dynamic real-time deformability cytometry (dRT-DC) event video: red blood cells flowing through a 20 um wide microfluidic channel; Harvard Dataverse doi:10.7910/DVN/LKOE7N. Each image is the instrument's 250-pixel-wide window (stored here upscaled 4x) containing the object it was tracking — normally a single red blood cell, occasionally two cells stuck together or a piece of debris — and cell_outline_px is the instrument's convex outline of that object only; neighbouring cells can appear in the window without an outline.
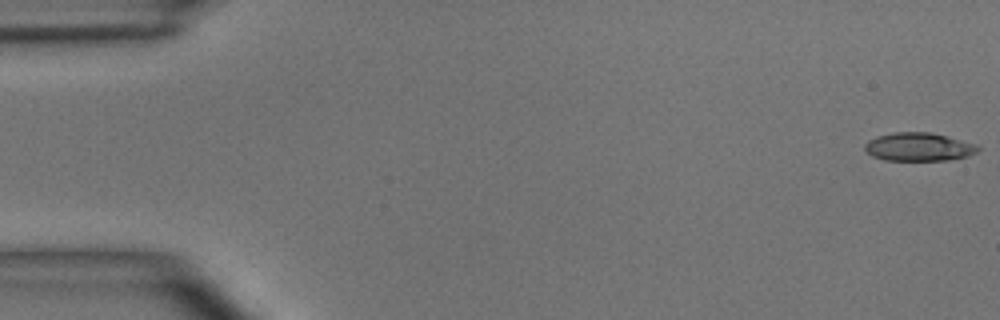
{"species": "common noctule bat (a hibernating species)", "species_latin": "Nyctalus noctula", "temperature_condition": "room temperature", "stored_images_in_passage": 5, "camera_frame_rate_fps": 3000, "um_per_image_px": 0.085, "animal": {"sex": "male", "body_mass_g": 15.6}, "frame": {"image": 1, "passage_image": 1, "time_ms": 0.0, "image_size_px": [1000, 320], "cell_outline_px": [[980, 148], [976, 152], [968, 156], [948, 160], [884, 160], [872, 156], [864, 148], [864, 144], [868, 140], [876, 136], [892, 132], [928, 132], [948, 136], [976, 144]], "centroid_in_image_um": [78.07, 12.48], "position_along_channel_um": 6.9, "area_um2": 18.73}}
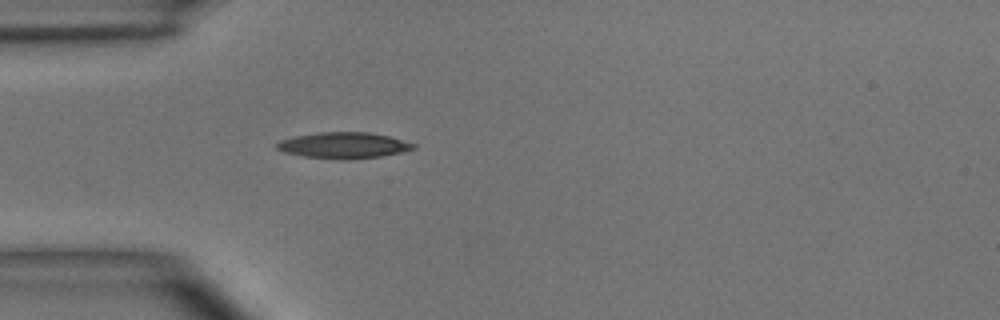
{"frame": {"image": 2, "passage_image": 5, "time_ms": 4.667, "image_size_px": [1000, 320], "cell_outline_px": [[416, 148], [404, 152], [380, 156], [348, 160], [340, 160], [304, 156], [284, 152], [276, 148], [276, 144], [280, 140], [296, 136], [320, 132], [368, 132], [388, 136], [416, 144]], "centroid_in_image_um": [29.22, 12.36], "position_along_channel_um": 55.8, "area_um2": 20.75}}